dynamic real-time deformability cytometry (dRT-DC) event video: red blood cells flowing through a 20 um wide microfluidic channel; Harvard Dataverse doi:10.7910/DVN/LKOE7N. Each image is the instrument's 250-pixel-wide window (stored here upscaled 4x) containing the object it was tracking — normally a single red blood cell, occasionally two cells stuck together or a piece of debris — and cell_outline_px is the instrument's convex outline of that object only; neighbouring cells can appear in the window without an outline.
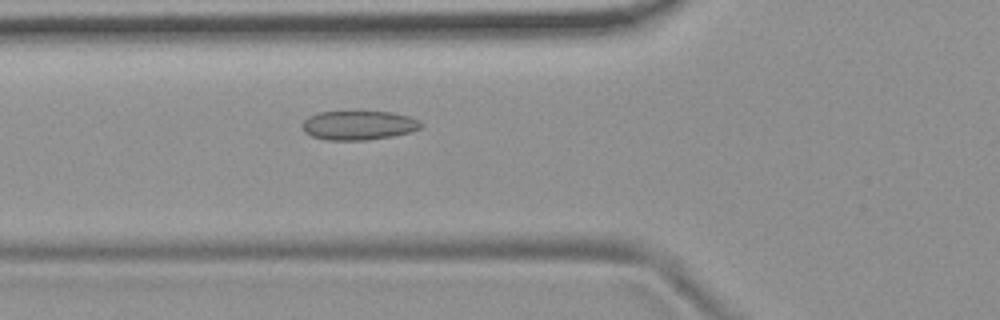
{"species": "common noctule bat (a hibernating species)", "species_latin": "Nyctalus noctula", "temperature_condition": "room temperature", "stored_images_in_passage": 35, "camera_frame_rate_fps": 3000, "um_per_image_px": 0.085, "animal": {"sex": "female", "body_mass_g": 19.9}, "frame": {"image": 1, "passage_image": 3, "time_ms": 0.667, "image_size_px": [1000, 320], "cell_outline_px": [[424, 124], [420, 128], [408, 132], [392, 136], [364, 140], [328, 140], [312, 136], [304, 132], [300, 124], [308, 116], [320, 112], [392, 112], [412, 116], [420, 120]], "centroid_in_image_um": [30.48, 10.64], "position_along_channel_um": 95.3, "area_um2": 20.23}}
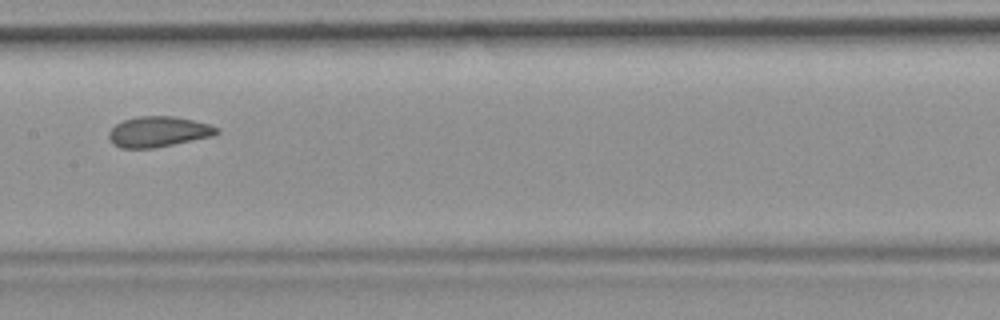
{"frame": {"image": 2, "passage_image": 11, "time_ms": 3.333, "image_size_px": [1000, 320], "cell_outline_px": [[220, 132], [212, 136], [152, 148], [120, 148], [112, 144], [108, 136], [108, 132], [116, 124], [124, 120], [136, 116], [176, 116], [208, 124], [220, 128]], "centroid_in_image_um": [13.44, 11.19], "position_along_channel_um": 194.0, "area_um2": 19.13}}
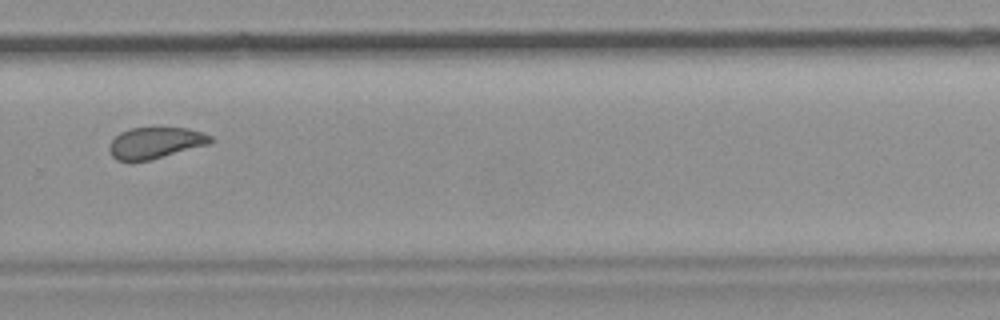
{"frame": {"image": 3, "passage_image": 21, "time_ms": 6.667, "image_size_px": [1000, 320], "cell_outline_px": [[212, 140], [208, 144], [148, 160], [116, 160], [112, 156], [108, 148], [108, 144], [120, 132], [132, 128], [188, 128], [204, 132], [212, 136]], "centroid_in_image_um": [13.19, 12.12], "position_along_channel_um": 316.6, "area_um2": 18.15}, "authors_computed_cell_mechanics": {"area_um2": 19.363, "velocity_mm_per_s": 3.6954, "shape_relaxation_time_tau1_ms": null, "shape_relaxation_time_tau2_ms": 1.1698, "deformation_change_tau1": null, "deformation_change_tau2": 0.0645}}